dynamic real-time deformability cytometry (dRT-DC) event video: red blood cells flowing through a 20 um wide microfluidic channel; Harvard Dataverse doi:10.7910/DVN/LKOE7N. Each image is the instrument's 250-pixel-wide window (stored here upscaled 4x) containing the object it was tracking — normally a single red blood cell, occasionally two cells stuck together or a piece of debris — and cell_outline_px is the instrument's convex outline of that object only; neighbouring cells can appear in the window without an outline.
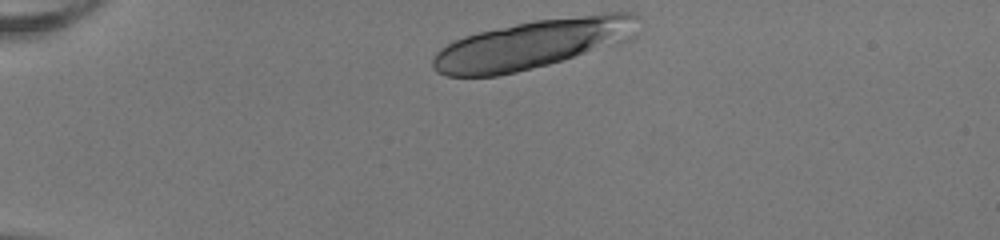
{"species": "human", "species_latin": "Homo sapiens", "temperature_condition": "room temperature", "stored_images_in_passage": 40, "segment_of_instrument_passage": [1, 2], "camera_frame_rate_fps": 3000, "um_per_image_px": 0.085, "donor": {"sex": "female"}, "frame": {"image": 1, "passage_image": 1, "time_ms": 0.0, "image_size_px": [1000, 240], "cell_outline_px": [[640, 16], [636, 36], [628, 40], [616, 44], [548, 64], [516, 72], [496, 76], [448, 76], [436, 72], [432, 68], [432, 56], [440, 48], [452, 40], [464, 36], [480, 32], [532, 20], [604, 12], [632, 12]], "centroid_in_image_um": [45.31, 3.73], "position_along_channel_um": 39.7, "area_um2": 58.96}}